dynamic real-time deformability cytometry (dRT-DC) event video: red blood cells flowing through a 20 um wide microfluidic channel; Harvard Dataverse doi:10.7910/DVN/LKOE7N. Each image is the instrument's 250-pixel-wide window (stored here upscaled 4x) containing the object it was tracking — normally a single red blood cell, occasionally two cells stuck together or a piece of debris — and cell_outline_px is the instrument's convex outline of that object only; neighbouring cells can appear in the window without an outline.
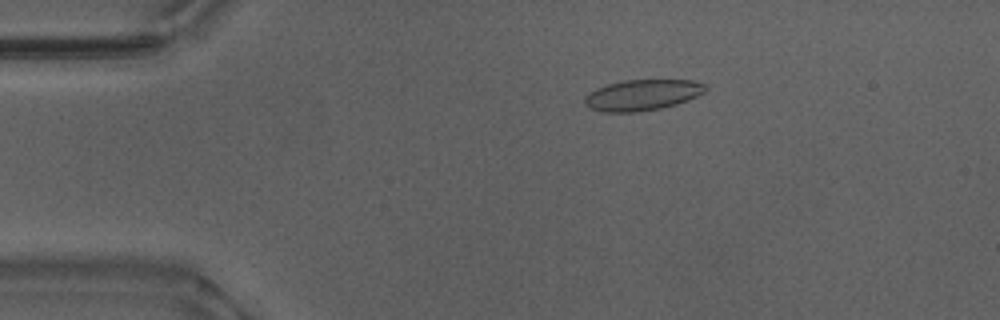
{"species": "Egyptian fruit bat (a non-hibernating species)", "species_latin": "Rousettus aegyptiacus", "temperature_condition": "warm", "stored_images_in_passage": 48, "camera_frame_rate_fps": 3000, "um_per_image_px": 0.085, "animal": {"sex": "male"}, "frame": {"image": 1, "passage_image": 5, "time_ms": 1.333, "image_size_px": [1000, 320], "cell_outline_px": [[708, 88], [704, 92], [688, 100], [676, 104], [660, 108], [636, 112], [604, 112], [592, 108], [584, 100], [596, 88], [608, 84], [624, 80], [692, 80], [704, 84]], "centroid_in_image_um": [54.65, 8.07], "position_along_channel_um": 30.4, "area_um2": 21.33}}
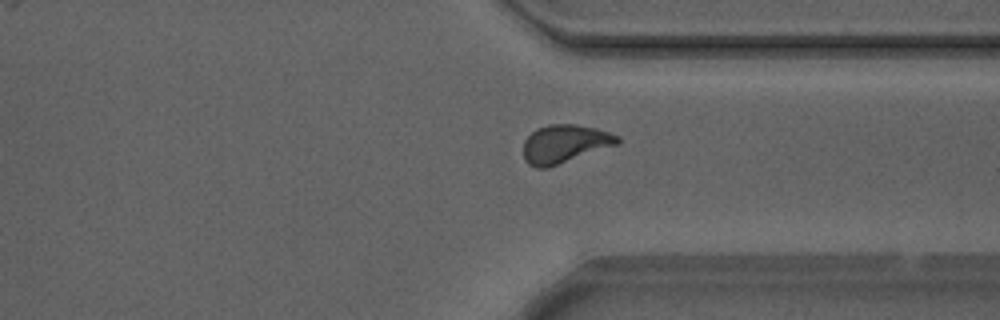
{"frame": {"image": 2, "passage_image": 35, "time_ms": 11.333, "image_size_px": [1000, 320], "cell_outline_px": [[620, 144], [548, 168], [536, 168], [528, 164], [524, 160], [524, 140], [536, 128], [548, 124], [576, 124], [596, 128], [620, 136]], "centroid_in_image_um": [48.01, 12.23], "position_along_channel_um": 363.4, "area_um2": 21.27}}
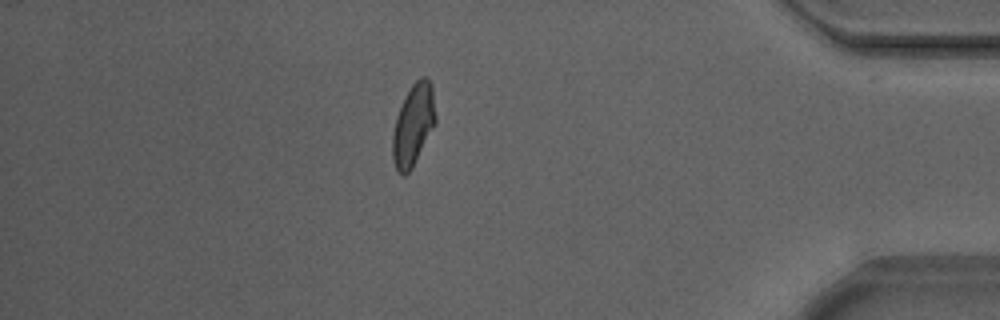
{"frame": {"image": 3, "passage_image": 41, "time_ms": 13.333, "image_size_px": [1000, 320], "cell_outline_px": [[436, 124], [412, 168], [404, 176], [400, 176], [396, 172], [392, 160], [392, 136], [396, 116], [412, 84], [420, 76], [428, 76], [432, 84], [436, 116]], "centroid_in_image_um": [35.13, 10.64], "position_along_channel_um": 400.1, "area_um2": 20.75}, "authors_computed_cell_mechanics": {"area_um2": 20.5479, "velocity_mm_per_s": 3.8606, "shape_relaxation_time_tau1_ms": 4.3906, "shape_relaxation_time_tau2_ms": 1.2996, "deformation_change_tau1": 0.142, "deformation_change_tau2": 0.0575}}